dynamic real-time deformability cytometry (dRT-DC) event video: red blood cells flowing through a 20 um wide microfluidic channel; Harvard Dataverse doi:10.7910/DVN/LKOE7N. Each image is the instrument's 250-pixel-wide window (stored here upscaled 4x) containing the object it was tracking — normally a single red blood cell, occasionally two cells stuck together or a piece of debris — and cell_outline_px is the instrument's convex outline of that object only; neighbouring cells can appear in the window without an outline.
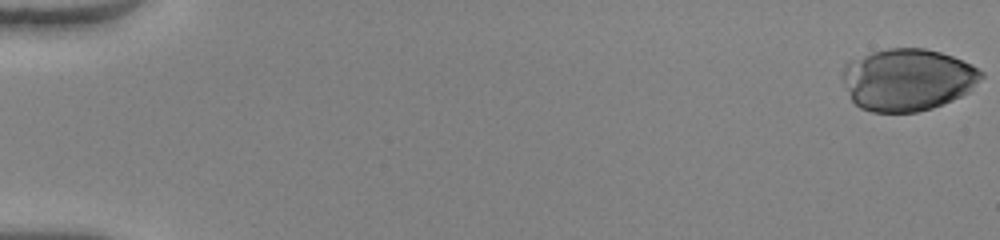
{"species": "human", "species_latin": "Homo sapiens", "temperature_condition": "warm", "stored_images_in_passage": 48, "camera_frame_rate_fps": 3000, "um_per_image_px": 0.085, "donor": {"sex": "female"}, "frame": {"image": 1, "passage_image": 1, "time_ms": 0.0, "image_size_px": [1000, 240], "cell_outline_px": [[984, 76], [968, 92], [952, 100], [932, 108], [916, 112], [872, 112], [860, 108], [852, 100], [840, 76], [844, 64], [848, 60], [872, 52], [888, 48], [924, 48], [940, 52], [952, 56], [972, 64], [984, 72]], "centroid_in_image_um": [77.12, 6.76], "position_along_channel_um": 7.9, "area_um2": 50.52}}
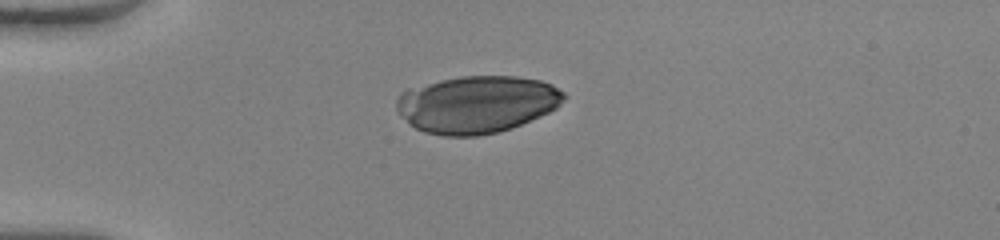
{"frame": {"image": 2, "passage_image": 15, "time_ms": 4.667, "image_size_px": [1000, 240], "cell_outline_px": [[568, 96], [556, 108], [540, 116], [512, 128], [496, 132], [476, 136], [444, 136], [424, 132], [408, 124], [396, 112], [396, 100], [400, 92], [408, 88], [440, 80], [460, 76], [516, 76], [540, 80], [552, 84], [564, 92]], "centroid_in_image_um": [40.51, 8.86], "position_along_channel_um": 44.5, "area_um2": 56.3}}